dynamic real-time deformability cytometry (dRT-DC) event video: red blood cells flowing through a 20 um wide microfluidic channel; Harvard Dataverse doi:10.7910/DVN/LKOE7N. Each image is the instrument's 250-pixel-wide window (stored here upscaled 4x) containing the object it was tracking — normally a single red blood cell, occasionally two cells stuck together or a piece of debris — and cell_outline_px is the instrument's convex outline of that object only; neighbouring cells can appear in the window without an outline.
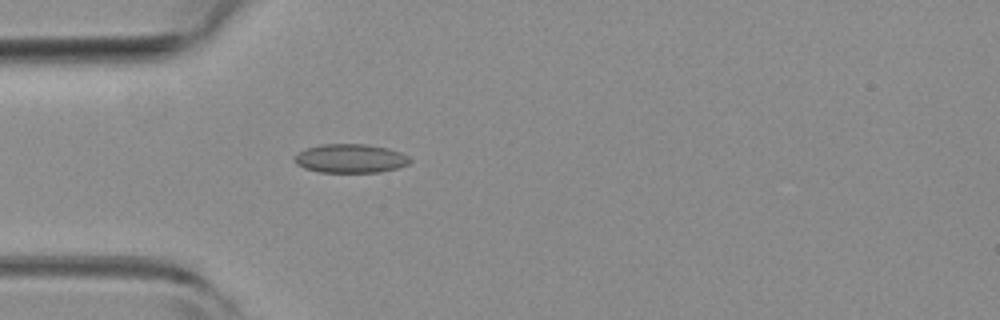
{"species": "common noctule bat (a hibernating species)", "species_latin": "Nyctalus noctula", "temperature_condition": "room temperature", "stored_images_in_passage": 4, "camera_frame_rate_fps": 3000, "um_per_image_px": 0.085, "animal": {"sex": "female", "body_mass_g": 19.3, "forearm_length_mm": 54.1}, "frame": {"image": 1, "passage_image": 4, "time_ms": 1.0, "image_size_px": [1000, 320], "cell_outline_px": [[412, 160], [408, 164], [396, 168], [380, 172], [320, 172], [304, 168], [296, 164], [292, 160], [300, 152], [308, 148], [320, 144], [368, 144], [388, 148], [400, 152], [408, 156]], "centroid_in_image_um": [29.79, 13.47], "position_along_channel_um": 55.2, "area_um2": 19.36}}